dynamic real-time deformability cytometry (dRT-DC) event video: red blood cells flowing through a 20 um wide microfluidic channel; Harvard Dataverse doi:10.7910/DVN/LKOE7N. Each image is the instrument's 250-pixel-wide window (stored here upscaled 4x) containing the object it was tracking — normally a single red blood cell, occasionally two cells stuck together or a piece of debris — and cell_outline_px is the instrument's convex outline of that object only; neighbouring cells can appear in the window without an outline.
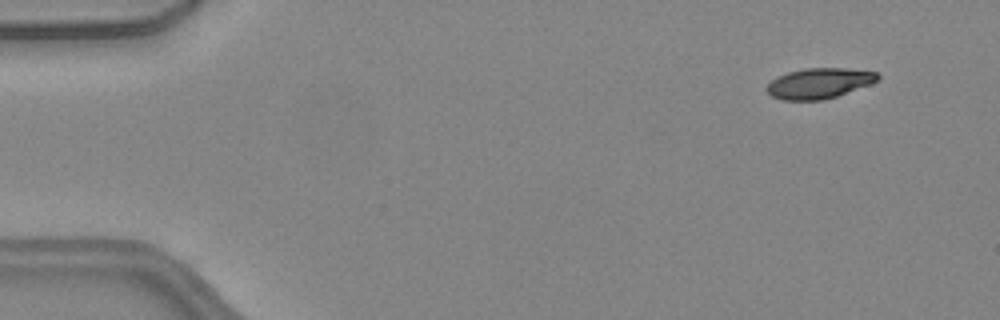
{"species": "common noctule bat (a hibernating species)", "species_latin": "Nyctalus noctula", "temperature_condition": "warm", "stored_images_in_passage": 51, "camera_frame_rate_fps": 3000, "um_per_image_px": 0.085, "animal": {"sex": "female", "body_mass_g": 24.6, "forearm_length_mm": 56.2}, "frame": {"image": 1, "passage_image": 5, "time_ms": 1.333, "image_size_px": [1000, 320], "cell_outline_px": [[880, 76], [872, 84], [824, 100], [784, 100], [772, 96], [764, 88], [776, 76], [788, 72], [804, 68], [844, 68], [876, 72]], "centroid_in_image_um": [69.6, 7.08], "position_along_channel_um": 15.4, "area_um2": 19.65}}
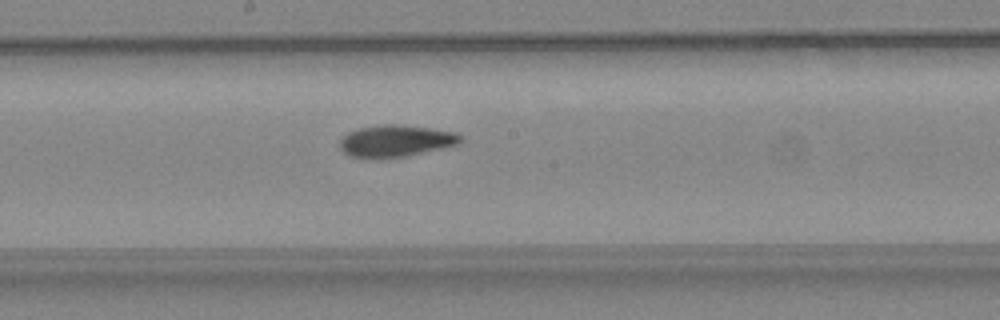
{"frame": {"image": 2, "passage_image": 28, "time_ms": 9.0, "image_size_px": [1000, 320], "cell_outline_px": [[464, 140], [460, 144], [424, 152], [404, 156], [376, 160], [348, 156], [340, 148], [340, 140], [348, 132], [360, 128], [384, 124], [396, 124], [428, 128], [452, 132], [460, 136]], "centroid_in_image_um": [33.6, 12.0], "position_along_channel_um": 214.6, "area_um2": 22.43}}
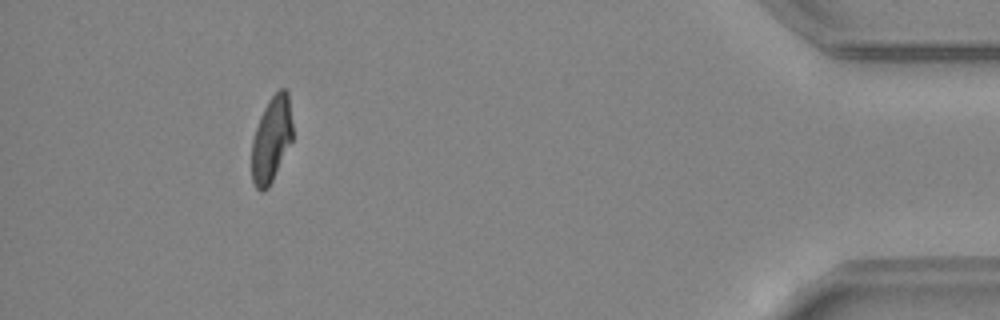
{"frame": {"image": 3, "passage_image": 47, "time_ms": 15.333, "image_size_px": [1000, 320], "cell_outline_px": [[292, 140], [268, 188], [260, 192], [256, 188], [252, 180], [252, 140], [260, 116], [268, 100], [280, 88], [284, 88], [288, 92], [292, 124]], "centroid_in_image_um": [23.06, 11.83], "position_along_channel_um": 412.1, "area_um2": 20.17}, "authors_computed_cell_mechanics": {"area_um2": 21.5016, "velocity_mm_per_s": 4.1044, "shape_relaxation_time_tau1_ms": 8.4766, "shape_relaxation_time_tau2_ms": 3.8619, "deformation_change_tau1": 0.2328, "deformation_change_tau2": 0.0968}}